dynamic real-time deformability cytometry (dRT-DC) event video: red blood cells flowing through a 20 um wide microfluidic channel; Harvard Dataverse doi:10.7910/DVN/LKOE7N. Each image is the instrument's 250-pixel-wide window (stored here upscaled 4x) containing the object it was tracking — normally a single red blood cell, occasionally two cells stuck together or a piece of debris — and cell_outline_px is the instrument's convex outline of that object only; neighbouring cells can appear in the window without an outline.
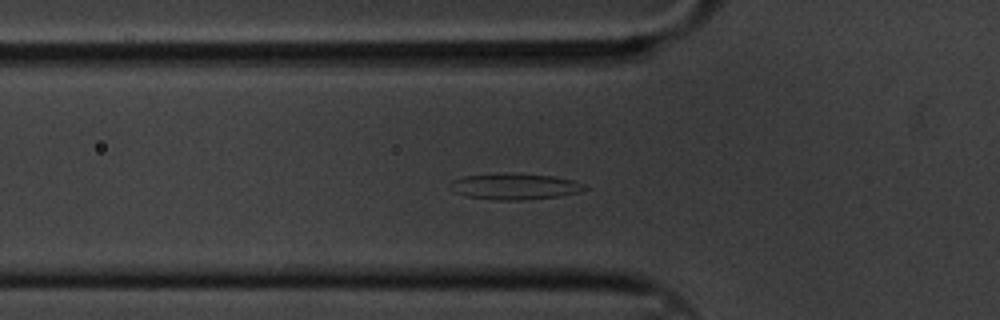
{"species": "common noctule bat (a hibernating species)", "species_latin": "Nyctalus noctula", "temperature_condition": "cold", "stored_images_in_passage": 44, "camera_frame_rate_fps": 3000, "um_per_image_px": 0.085, "animal": {"sex": "male", "body_mass_g": 20.1, "forearm_length_mm": 53.5}, "frame": {"image": 1, "passage_image": 3, "time_ms": 0.667, "image_size_px": [1000, 320], "cell_outline_px": [[588, 188], [580, 192], [556, 196], [520, 200], [500, 200], [464, 196], [452, 192], [448, 184], [452, 180], [464, 176], [504, 172], [552, 176], [572, 180], [584, 184]], "centroid_in_image_um": [43.68, 15.84], "position_along_channel_um": 82.1, "area_um2": 20.58}}
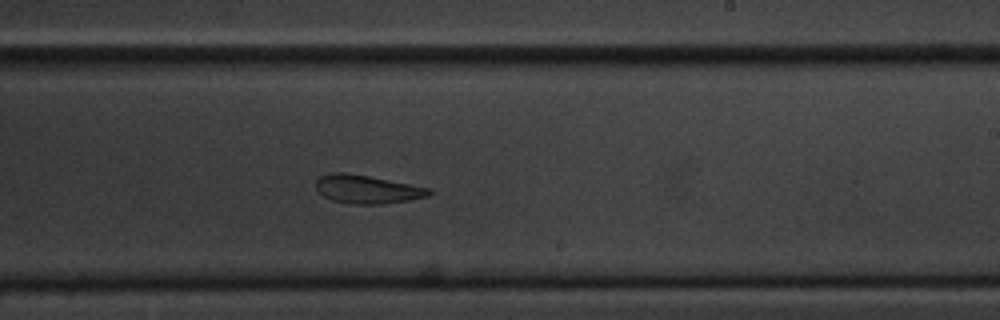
{"frame": {"image": 2, "passage_image": 19, "time_ms": 6.0, "image_size_px": [1000, 320], "cell_outline_px": [[432, 192], [428, 196], [408, 200], [380, 204], [348, 204], [332, 200], [324, 196], [316, 188], [316, 180], [320, 176], [332, 172], [344, 172], [368, 176], [432, 188]], "centroid_in_image_um": [31.2, 16.08], "position_along_channel_um": 257.8, "area_um2": 18.67}}
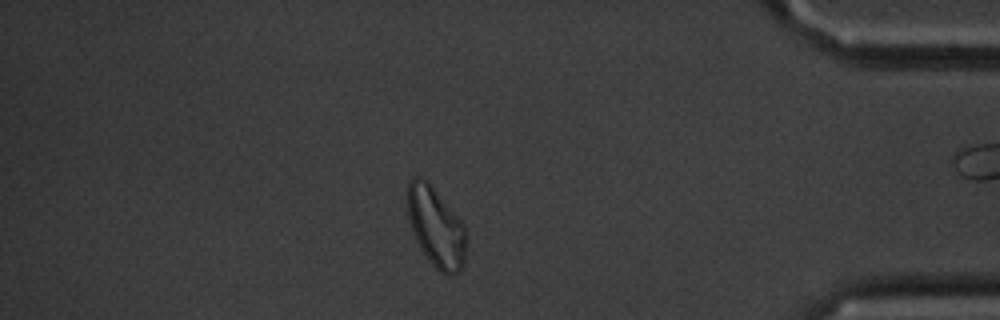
{"frame": {"image": 3, "passage_image": 35, "time_ms": 11.333, "image_size_px": [1000, 320], "cell_outline_px": [[464, 268], [456, 272], [440, 272], [428, 260], [420, 248], [416, 240], [408, 216], [408, 180], [412, 176], [420, 176], [428, 180], [464, 224]], "centroid_in_image_um": [37.03, 19.24], "position_along_channel_um": 398.2, "area_um2": 26.88}, "authors_computed_cell_mechanics": {"area_um2": 19.9988, "velocity_mm_per_s": 3.2808, "shape_relaxation_time_tau1_ms": 6.1405, "shape_relaxation_time_tau2_ms": 3.6788, "deformation_change_tau1": 0.1554, "deformation_change_tau2": 0.1124}}